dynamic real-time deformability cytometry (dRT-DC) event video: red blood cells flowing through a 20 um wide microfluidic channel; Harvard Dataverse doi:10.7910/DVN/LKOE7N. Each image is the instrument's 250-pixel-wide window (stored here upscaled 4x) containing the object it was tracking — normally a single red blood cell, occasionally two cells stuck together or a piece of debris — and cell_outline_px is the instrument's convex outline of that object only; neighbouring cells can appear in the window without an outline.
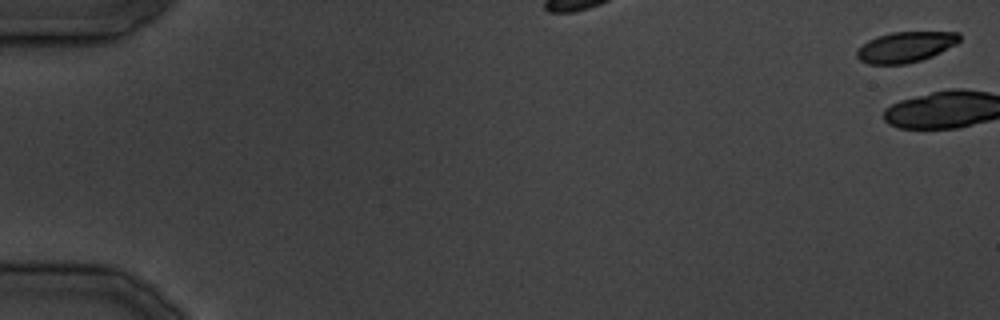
{"species": "common noctule bat (a hibernating species)", "species_latin": "Nyctalus noctula", "temperature_condition": "cold", "stored_images_in_passage": 2, "camera_frame_rate_fps": 3000, "um_per_image_px": 0.085, "animal": {"sex": "male", "body_mass_g": 19.5, "forearm_length_mm": 54.6}, "frame": {"image": 1, "passage_image": 1, "time_ms": 0.0, "image_size_px": [1000, 320], "cell_outline_px": [[960, 40], [956, 44], [932, 56], [920, 60], [904, 64], [868, 64], [860, 60], [856, 56], [856, 52], [868, 40], [892, 32], [960, 32]], "centroid_in_image_um": [76.98, 3.99], "position_along_channel_um": 8.0, "area_um2": 18.03}}